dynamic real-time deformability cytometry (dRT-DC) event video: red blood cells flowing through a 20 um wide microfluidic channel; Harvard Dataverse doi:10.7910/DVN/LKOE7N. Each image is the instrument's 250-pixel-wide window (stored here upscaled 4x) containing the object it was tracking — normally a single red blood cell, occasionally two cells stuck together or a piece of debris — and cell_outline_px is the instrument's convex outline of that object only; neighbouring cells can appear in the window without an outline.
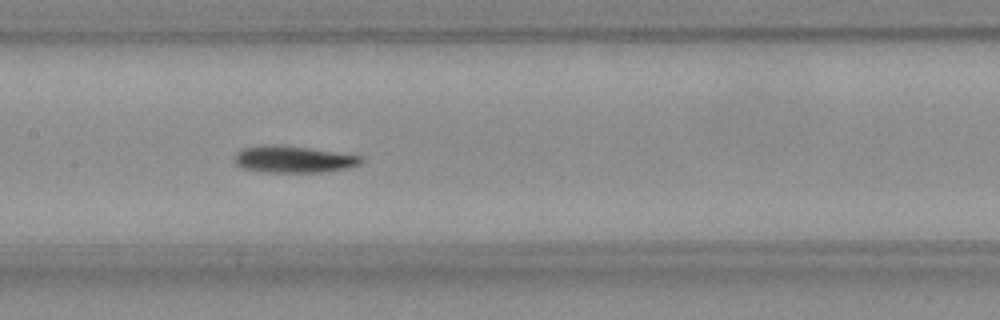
{"species": "Egyptian fruit bat (a non-hibernating species)", "species_latin": "Rousettus aegyptiacus", "temperature_condition": "room temperature", "stored_images_in_passage": 53, "segment_of_instrument_passage": [1, 2], "camera_frame_rate_fps": 3000, "um_per_image_px": 0.085, "frame": {"image": 1, "passage_image": 24, "time_ms": 7.667, "image_size_px": [1000, 320], "cell_outline_px": [[364, 160], [360, 164], [348, 168], [320, 172], [260, 172], [244, 168], [236, 164], [236, 152], [244, 148], [304, 148], [364, 156]], "centroid_in_image_um": [25.05, 13.6], "position_along_channel_um": 182.4, "area_um2": 18.55}}
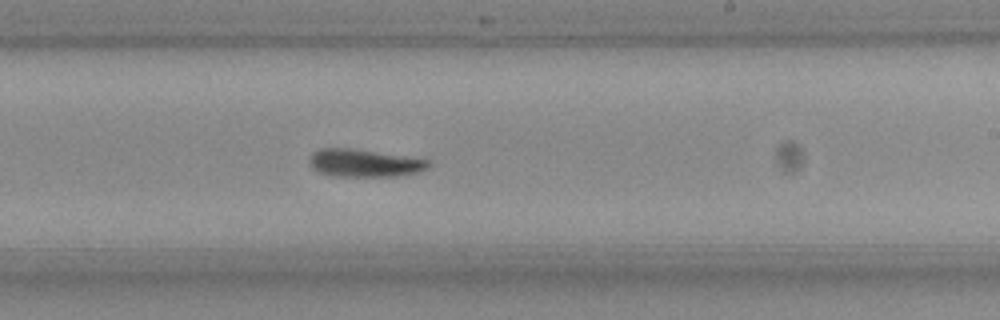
{"frame": {"image": 2, "passage_image": 30, "time_ms": 9.667, "image_size_px": [1000, 320], "cell_outline_px": [[428, 164], [424, 168], [416, 172], [396, 176], [336, 176], [320, 172], [312, 168], [308, 164], [308, 160], [312, 152], [320, 148], [348, 148], [428, 160]], "centroid_in_image_um": [30.83, 13.86], "position_along_channel_um": 258.2, "area_um2": 18.67}}
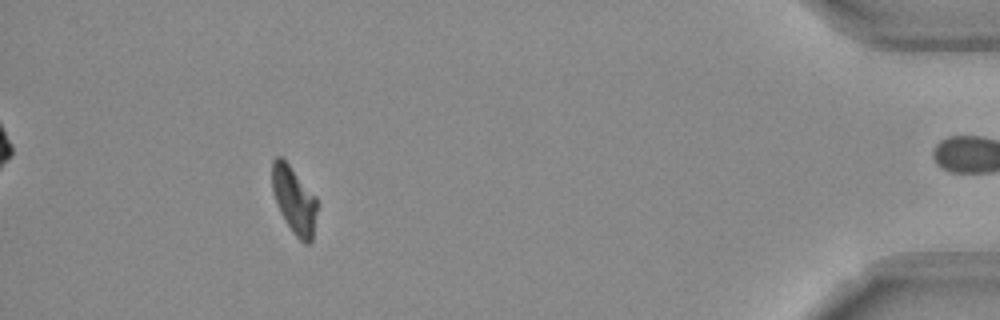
{"frame": {"image": 3, "passage_image": 47, "time_ms": 15.333, "image_size_px": [1000, 320], "cell_outline_px": [[316, 212], [312, 240], [308, 244], [304, 244], [292, 232], [284, 220], [276, 204], [272, 192], [272, 160], [276, 156], [280, 156], [288, 164], [316, 196]], "centroid_in_image_um": [24.97, 17.02], "position_along_channel_um": 410.2, "area_um2": 17.51}}